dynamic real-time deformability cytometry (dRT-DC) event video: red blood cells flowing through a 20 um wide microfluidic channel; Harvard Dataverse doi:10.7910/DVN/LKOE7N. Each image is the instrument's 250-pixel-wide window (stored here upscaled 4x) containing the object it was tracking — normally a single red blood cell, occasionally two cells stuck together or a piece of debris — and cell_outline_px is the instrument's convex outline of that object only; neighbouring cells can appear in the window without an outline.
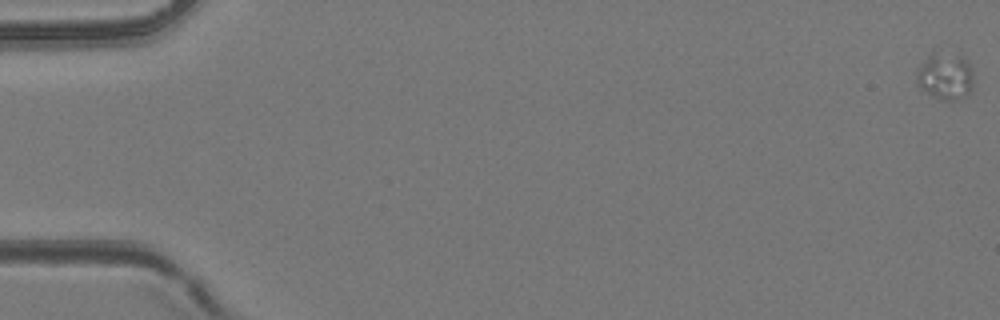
{"species": "common noctule bat (a hibernating species)", "species_latin": "Nyctalus noctula", "temperature_condition": "room temperature", "stored_images_in_passage": 50, "camera_frame_rate_fps": 3000, "um_per_image_px": 0.085, "animal": {"sex": "female", "body_mass_g": 24.6, "forearm_length_mm": 56.2}, "frame": {"image": 1, "passage_image": 1, "time_ms": 0.0, "image_size_px": [1000, 320], "cell_outline_px": [[972, 88], [964, 96], [956, 100], [940, 100], [932, 96], [920, 88], [916, 80], [916, 72], [928, 56], [932, 52], [968, 60], [972, 68]], "centroid_in_image_um": [80.33, 6.53], "position_along_channel_um": 4.7, "area_um2": 15.09}}
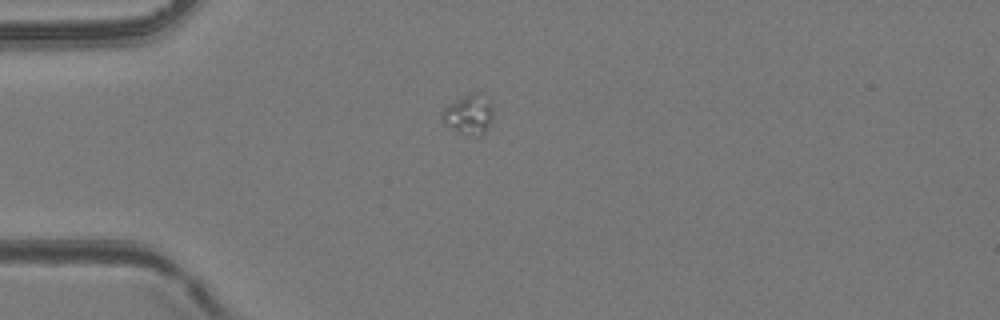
{"frame": {"image": 2, "passage_image": 15, "time_ms": 4.667, "image_size_px": [1000, 320], "cell_outline_px": [[492, 120], [484, 132], [480, 136], [476, 136], [460, 132], [448, 124], [444, 120], [440, 112], [448, 104], [464, 96], [472, 96], [488, 104], [492, 108]], "centroid_in_image_um": [39.8, 9.81], "position_along_channel_um": 45.2, "area_um2": 10.58}}